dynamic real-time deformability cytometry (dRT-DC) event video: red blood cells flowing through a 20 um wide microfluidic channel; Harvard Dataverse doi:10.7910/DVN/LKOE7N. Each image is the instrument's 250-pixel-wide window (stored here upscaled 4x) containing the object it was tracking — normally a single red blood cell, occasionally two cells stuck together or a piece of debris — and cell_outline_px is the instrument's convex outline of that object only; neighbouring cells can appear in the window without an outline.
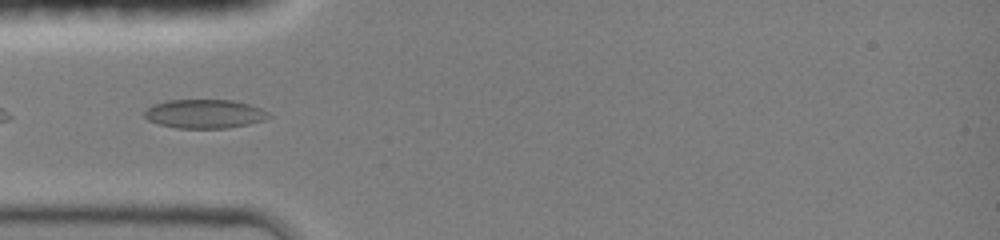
{"species": "common noctule bat (a hibernating species)", "species_latin": "Nyctalus noctula", "temperature_condition": "room temperature", "stored_images_in_passage": 30, "camera_frame_rate_fps": 3000, "um_per_image_px": 0.085, "animal": {"sex": "female", "body_mass_g": 19.0, "forearm_length_mm": 51.5}, "frame": {"image": 1, "passage_image": 3, "time_ms": 0.667, "image_size_px": [1000, 240], "cell_outline_px": [[272, 116], [264, 120], [248, 124], [224, 128], [176, 128], [160, 124], [148, 120], [144, 116], [144, 112], [148, 108], [156, 104], [168, 100], [232, 100], [248, 104], [260, 108]], "centroid_in_image_um": [17.39, 9.68], "position_along_channel_um": 67.6, "area_um2": 20.63}}
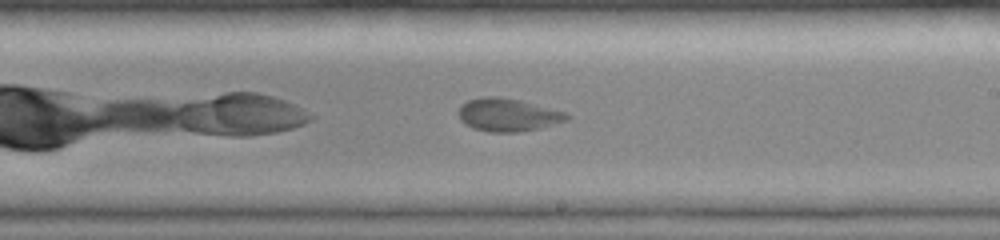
{"frame": {"image": 2, "passage_image": 16, "time_ms": 5.0, "image_size_px": [1000, 240], "cell_outline_px": [[572, 116], [568, 120], [540, 128], [516, 132], [488, 132], [472, 128], [464, 124], [460, 120], [460, 104], [468, 100], [484, 96], [500, 96], [520, 100], [564, 112]], "centroid_in_image_um": [43.15, 9.76], "position_along_channel_um": 245.8, "area_um2": 20.81}}
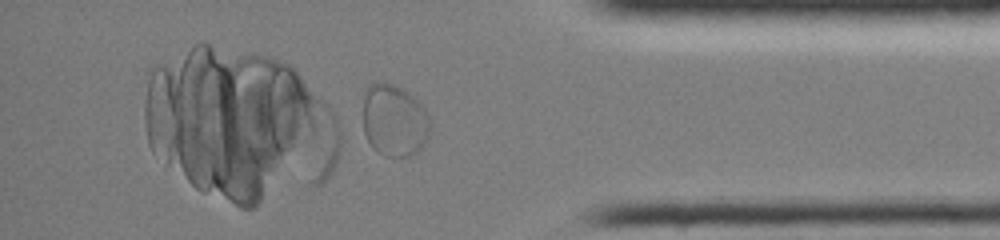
{"frame": {"image": 3, "passage_image": 28, "time_ms": 9.0, "image_size_px": [1000, 240], "cell_outline_px": [[428, 136], [424, 144], [416, 152], [408, 156], [384, 156], [376, 152], [368, 140], [364, 132], [364, 92], [368, 84], [392, 84], [404, 88], [424, 108], [428, 116]], "centroid_in_image_um": [33.49, 10.25], "position_along_channel_um": 401.7, "area_um2": 27.86}}